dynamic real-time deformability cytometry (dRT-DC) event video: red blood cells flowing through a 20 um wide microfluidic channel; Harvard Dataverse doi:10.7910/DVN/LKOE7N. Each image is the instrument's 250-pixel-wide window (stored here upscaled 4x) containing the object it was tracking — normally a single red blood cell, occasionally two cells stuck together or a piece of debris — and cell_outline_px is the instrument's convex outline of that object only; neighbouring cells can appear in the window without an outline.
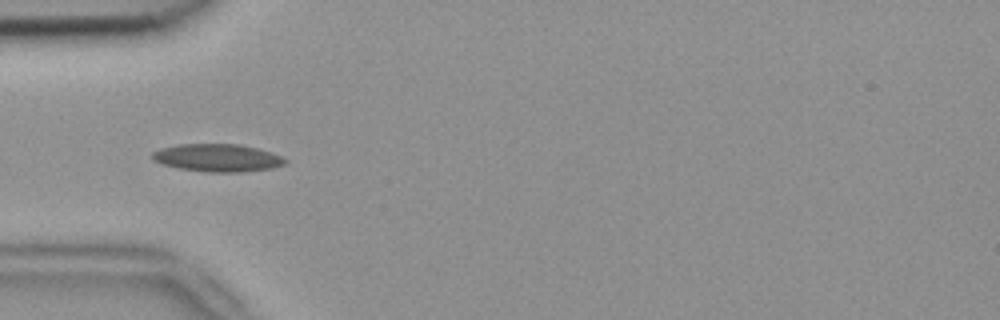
{"species": "common noctule bat (a hibernating species)", "species_latin": "Nyctalus noctula", "temperature_condition": "room temperature", "stored_images_in_passage": 6, "camera_frame_rate_fps": 3000, "um_per_image_px": 0.085, "animal": {"sex": "female", "body_mass_g": 18.4}, "frame": {"image": 1, "passage_image": 3, "time_ms": 0.667, "image_size_px": [1000, 320], "cell_outline_px": [[288, 160], [284, 164], [272, 168], [240, 172], [208, 172], [176, 168], [152, 160], [152, 152], [160, 148], [180, 144], [240, 144], [256, 148], [280, 156]], "centroid_in_image_um": [18.45, 13.41], "position_along_channel_um": 66.6, "area_um2": 21.33}}
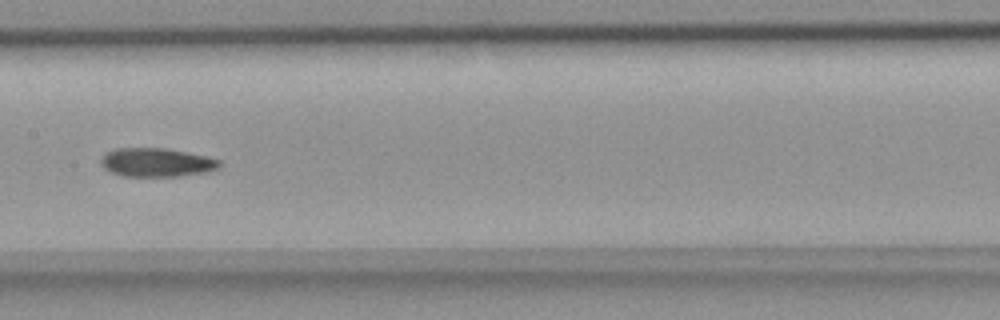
{"frame": {"image": 2, "passage_image": 6, "time_ms": 1.667, "image_size_px": [1000, 320], "cell_outline_px": [[220, 164], [216, 168], [204, 172], [176, 176], [124, 176], [112, 172], [104, 168], [100, 164], [100, 160], [104, 152], [116, 148], [164, 148], [204, 156], [220, 160]], "centroid_in_image_um": [13.22, 13.8], "position_along_channel_um": 194.2, "area_um2": 19.54}}